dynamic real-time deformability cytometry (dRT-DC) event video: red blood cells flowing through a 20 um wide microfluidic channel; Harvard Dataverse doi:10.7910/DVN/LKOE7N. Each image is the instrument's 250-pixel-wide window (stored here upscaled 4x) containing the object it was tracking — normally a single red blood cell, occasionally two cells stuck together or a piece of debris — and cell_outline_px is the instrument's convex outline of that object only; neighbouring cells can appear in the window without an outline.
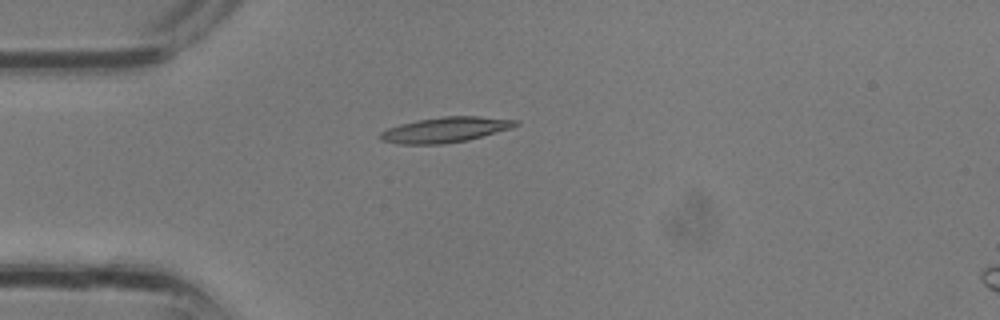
{"species": "common noctule bat (a hibernating species)", "species_latin": "Nyctalus noctula", "temperature_condition": "room temperature", "stored_images_in_passage": 4, "camera_frame_rate_fps": 3000, "um_per_image_px": 0.085, "animal": {"sex": "male", "body_mass_g": 13.3}, "frame": {"image": 1, "passage_image": 4, "time_ms": 1.0, "image_size_px": [1000, 320], "cell_outline_px": [[520, 124], [512, 128], [468, 140], [444, 144], [400, 144], [380, 140], [380, 132], [388, 128], [400, 124], [420, 120], [444, 116], [480, 116], [520, 120]], "centroid_in_image_um": [37.9, 11.03], "position_along_channel_um": 47.1, "area_um2": 20.0}}